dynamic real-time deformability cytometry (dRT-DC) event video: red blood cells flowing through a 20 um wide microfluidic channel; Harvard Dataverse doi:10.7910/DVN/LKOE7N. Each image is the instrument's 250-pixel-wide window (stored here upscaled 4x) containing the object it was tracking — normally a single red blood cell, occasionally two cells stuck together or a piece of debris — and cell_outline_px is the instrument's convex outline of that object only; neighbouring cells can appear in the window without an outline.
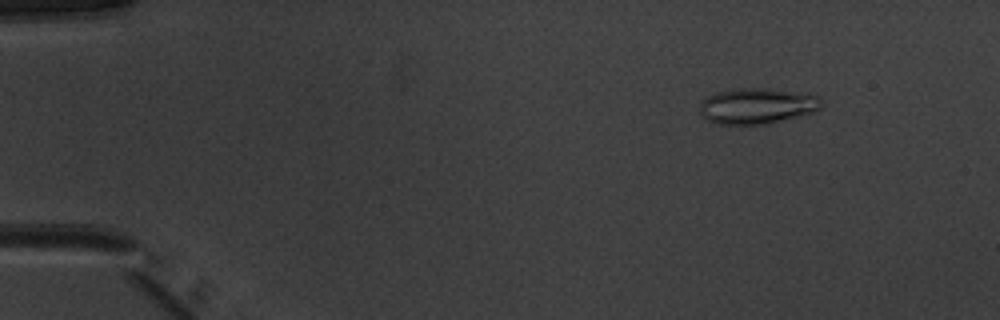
{"species": "common noctule bat (a hibernating species)", "species_latin": "Nyctalus noctula", "temperature_condition": "warm", "stored_images_in_passage": 52, "camera_frame_rate_fps": 3000, "um_per_image_px": 0.085, "animal": {"sex": "male", "body_mass_g": 20.1, "forearm_length_mm": 53.5}, "frame": {"image": 1, "passage_image": 7, "time_ms": 2.0, "image_size_px": [1000, 320], "cell_outline_px": [[824, 104], [820, 108], [812, 112], [768, 124], [716, 124], [704, 120], [700, 112], [700, 104], [708, 96], [720, 92], [736, 88], [764, 88], [816, 96]], "centroid_in_image_um": [64.29, 9.03], "position_along_channel_um": 20.7, "area_um2": 24.97}}
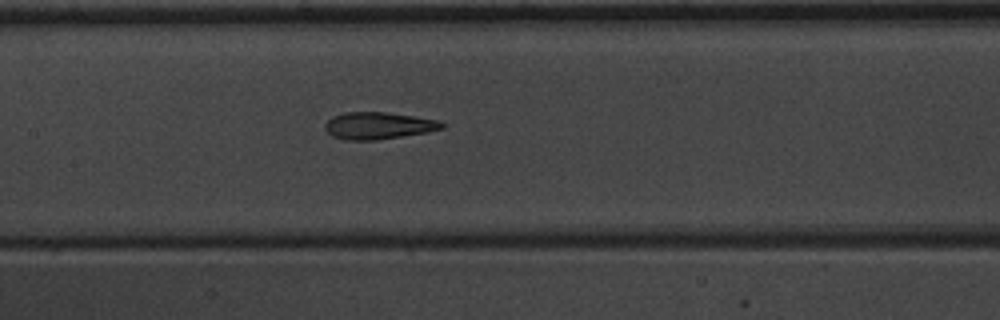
{"frame": {"image": 2, "passage_image": 26, "time_ms": 8.333, "image_size_px": [1000, 320], "cell_outline_px": [[444, 128], [428, 132], [376, 140], [348, 140], [332, 136], [324, 128], [324, 124], [332, 116], [344, 112], [388, 112], [440, 120], [444, 124]], "centroid_in_image_um": [32.16, 10.67], "position_along_channel_um": 175.2, "area_um2": 18.5}}
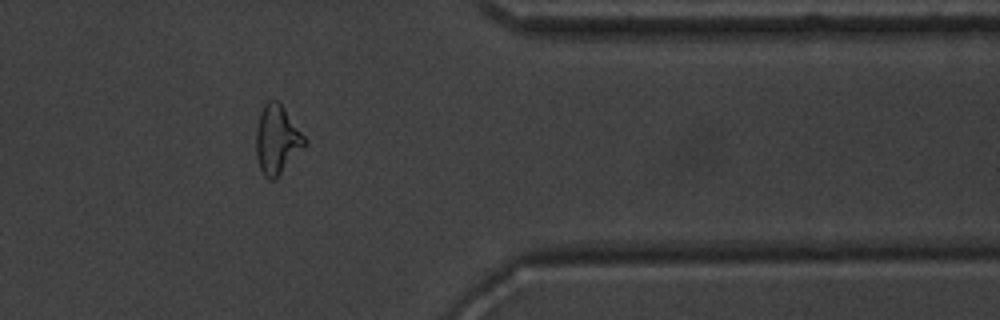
{"frame": {"image": 3, "passage_image": 43, "time_ms": 14.0, "image_size_px": [1000, 320], "cell_outline_px": [[308, 144], [276, 180], [268, 180], [264, 176], [260, 168], [256, 156], [256, 128], [260, 112], [264, 104], [268, 100], [276, 100], [284, 108], [308, 140]], "centroid_in_image_um": [23.56, 11.91], "position_along_channel_um": 387.8, "area_um2": 19.83}, "authors_computed_cell_mechanics": {"area_um2": 19.6231, "velocity_mm_per_s": 3.989, "shape_relaxation_time_tau1_ms": null, "shape_relaxation_time_tau2_ms": 2.2435, "deformation_change_tau1": null, "deformation_change_tau2": 0.1134}}